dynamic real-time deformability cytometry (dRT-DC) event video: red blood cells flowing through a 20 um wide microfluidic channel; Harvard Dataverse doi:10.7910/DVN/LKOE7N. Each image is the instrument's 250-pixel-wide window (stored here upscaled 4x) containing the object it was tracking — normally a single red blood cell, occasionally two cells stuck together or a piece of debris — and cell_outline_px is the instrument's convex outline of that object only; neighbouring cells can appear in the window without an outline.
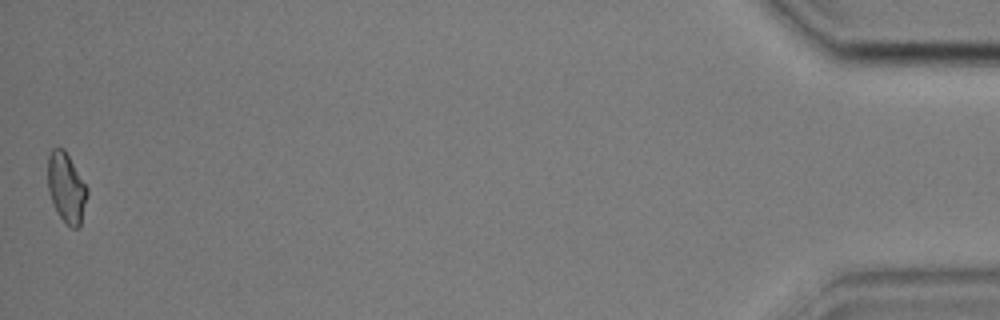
{"species": "common noctule bat (a hibernating species)", "species_latin": "Nyctalus noctula", "temperature_condition": "cold", "stored_images_in_passage": 53, "camera_frame_rate_fps": 3000, "um_per_image_px": 0.085, "animal": {"sex": "male", "body_mass_g": 17.9, "forearm_length_mm": 54.2}, "frame": {"image": 1, "passage_image": 53, "time_ms": 17.333, "image_size_px": [1000, 320], "cell_outline_px": [[88, 196], [80, 228], [72, 228], [60, 216], [52, 200], [48, 188], [48, 156], [52, 148], [64, 148], [88, 188]], "centroid_in_image_um": [5.67, 15.95], "position_along_channel_um": 429.5, "area_um2": 15.95}, "authors_computed_cell_mechanics": {"area_um2": 16.8198, "velocity_mm_per_s": 3.5856, "shape_relaxation_time_tau1_ms": 2.9557, "shape_relaxation_time_tau2_ms": 2.9169, "deformation_change_tau1": 0.0914, "deformation_change_tau2": 0.0656}}